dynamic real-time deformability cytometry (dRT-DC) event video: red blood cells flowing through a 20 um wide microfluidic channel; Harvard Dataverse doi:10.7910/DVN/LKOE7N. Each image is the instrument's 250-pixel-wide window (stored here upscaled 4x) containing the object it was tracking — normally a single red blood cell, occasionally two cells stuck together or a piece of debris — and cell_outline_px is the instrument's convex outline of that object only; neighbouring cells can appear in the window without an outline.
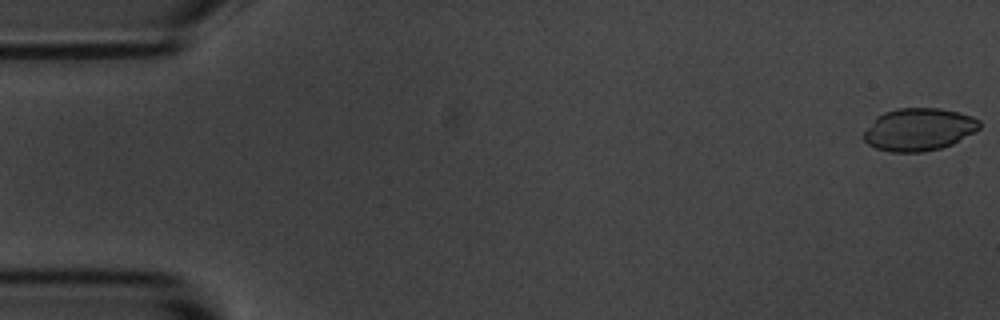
{"species": "common noctule bat (a hibernating species)", "species_latin": "Nyctalus noctula", "temperature_condition": "room temperature", "stored_images_in_passage": 5, "camera_frame_rate_fps": 3000, "um_per_image_px": 0.085, "animal": {"sex": "male", "body_mass_g": 20.1, "forearm_length_mm": 53.5}, "frame": {"image": 1, "passage_image": 1, "time_ms": 0.0, "image_size_px": [1000, 320], "cell_outline_px": [[980, 128], [952, 144], [940, 148], [924, 152], [888, 152], [876, 148], [868, 144], [864, 140], [864, 132], [876, 116], [884, 112], [896, 108], [936, 108], [956, 112], [972, 116], [980, 120]], "centroid_in_image_um": [78.07, 11.0], "position_along_channel_um": 6.9, "area_um2": 28.61}}